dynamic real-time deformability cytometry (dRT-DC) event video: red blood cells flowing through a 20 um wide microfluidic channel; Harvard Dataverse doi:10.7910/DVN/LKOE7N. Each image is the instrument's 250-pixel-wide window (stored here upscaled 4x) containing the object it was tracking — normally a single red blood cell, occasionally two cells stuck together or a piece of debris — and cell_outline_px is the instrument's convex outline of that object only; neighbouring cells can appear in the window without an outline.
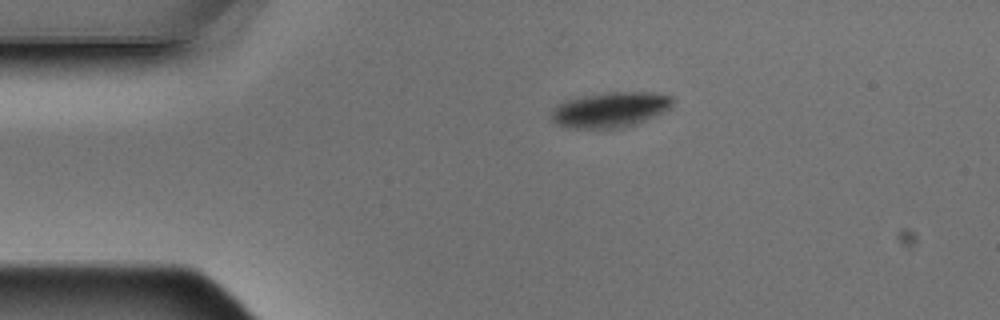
{"species": "Egyptian fruit bat (a non-hibernating species)", "species_latin": "Rousettus aegyptiacus", "temperature_condition": "warm", "stored_images_in_passage": 4, "camera_frame_rate_fps": 3000, "um_per_image_px": 0.085, "animal": {"sex": "male"}, "frame": {"image": 1, "passage_image": 1, "time_ms": 0.0, "image_size_px": [1000, 320], "cell_outline_px": [[676, 96], [672, 104], [664, 112], [636, 124], [624, 128], [572, 128], [556, 124], [548, 116], [552, 108], [556, 104], [568, 100], [584, 96], [608, 92], [652, 92]], "centroid_in_image_um": [51.87, 9.32], "position_along_channel_um": 33.1, "area_um2": 25.2}}
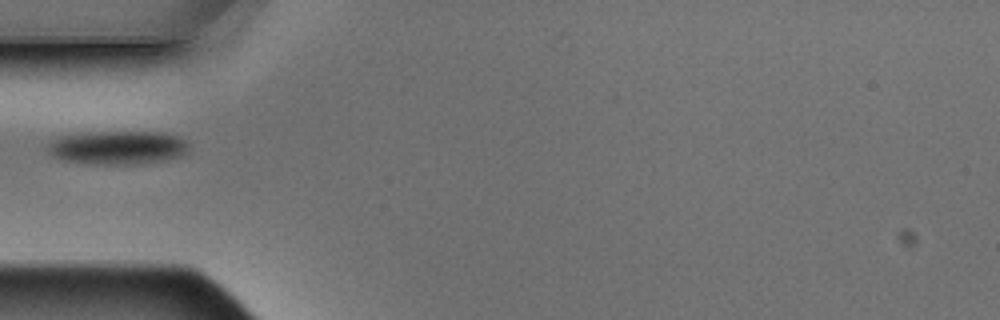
{"frame": {"image": 2, "passage_image": 3, "time_ms": 0.667, "image_size_px": [1000, 320], "cell_outline_px": [[188, 148], [180, 156], [160, 160], [132, 164], [92, 164], [64, 160], [52, 156], [44, 148], [52, 140], [60, 136], [88, 132], [160, 132], [180, 136], [188, 144]], "centroid_in_image_um": [9.94, 12.53], "position_along_channel_um": 75.1, "area_um2": 27.51}}
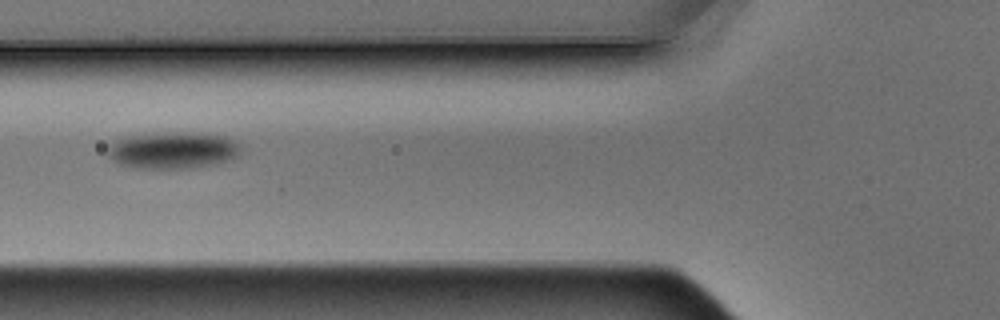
{"frame": {"image": 3, "passage_image": 4, "time_ms": 1.0, "image_size_px": [1000, 320], "cell_outline_px": [[240, 156], [216, 164], [188, 168], [140, 168], [120, 164], [108, 156], [108, 148], [112, 140], [124, 136], [188, 132], [208, 132], [228, 136], [240, 144]], "centroid_in_image_um": [14.75, 12.75], "position_along_channel_um": 111.0, "area_um2": 28.78}}